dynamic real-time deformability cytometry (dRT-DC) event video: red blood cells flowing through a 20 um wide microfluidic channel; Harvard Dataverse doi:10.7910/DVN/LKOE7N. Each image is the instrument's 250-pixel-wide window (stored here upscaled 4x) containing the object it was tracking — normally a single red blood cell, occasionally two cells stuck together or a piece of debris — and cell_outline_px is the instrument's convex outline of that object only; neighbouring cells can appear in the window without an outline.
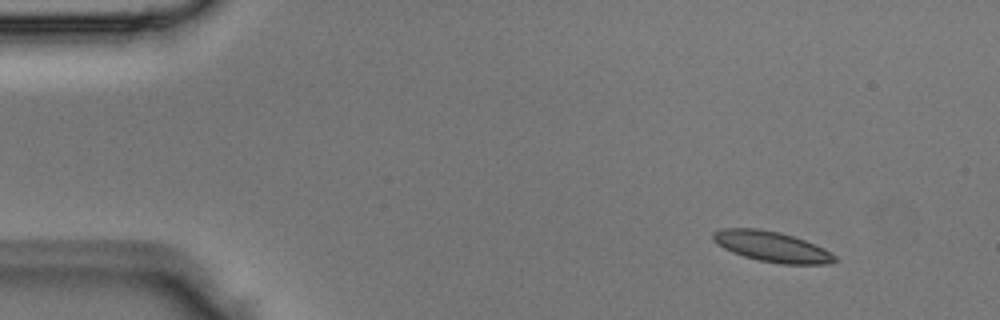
{"species": "Egyptian fruit bat (a non-hibernating species)", "species_latin": "Rousettus aegyptiacus", "temperature_condition": "room temperature", "stored_images_in_passage": 3, "camera_frame_rate_fps": 3000, "um_per_image_px": 0.085, "animal": {"sex": "male"}, "frame": {"image": 1, "passage_image": 1, "time_ms": 0.0, "image_size_px": [1000, 320], "cell_outline_px": [[836, 260], [828, 264], [780, 264], [760, 260], [744, 256], [732, 252], [724, 248], [712, 240], [712, 232], [720, 228], [760, 228], [780, 232], [804, 240], [824, 248], [836, 256]], "centroid_in_image_um": [65.58, 20.95], "position_along_channel_um": 19.4, "area_um2": 21.56}}
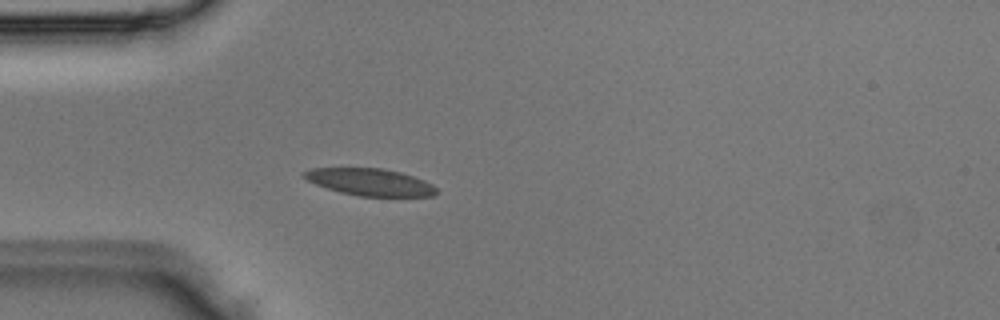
{"frame": {"image": 2, "passage_image": 3, "time_ms": 0.667, "image_size_px": [1000, 320], "cell_outline_px": [[440, 192], [432, 196], [360, 196], [340, 192], [316, 184], [308, 180], [300, 172], [312, 168], [384, 168], [400, 172], [424, 180], [432, 184]], "centroid_in_image_um": [31.47, 15.47], "position_along_channel_um": 53.5, "area_um2": 20.81}}